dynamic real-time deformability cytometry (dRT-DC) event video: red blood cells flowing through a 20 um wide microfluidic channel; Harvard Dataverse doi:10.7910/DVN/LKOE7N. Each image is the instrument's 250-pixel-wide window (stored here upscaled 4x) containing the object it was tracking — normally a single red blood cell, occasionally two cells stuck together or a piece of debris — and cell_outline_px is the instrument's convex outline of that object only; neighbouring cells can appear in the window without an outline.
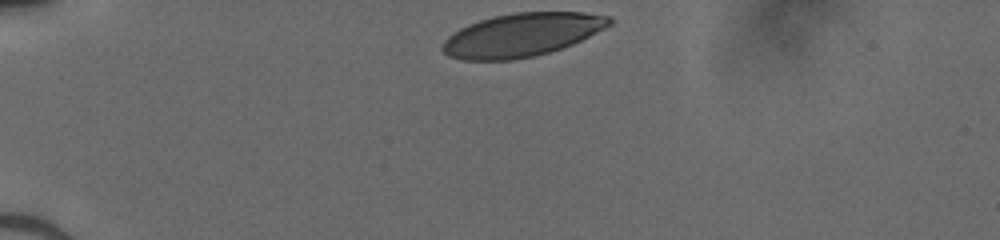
{"species": "human", "species_latin": "Homo sapiens", "temperature_condition": "cold", "stored_images_in_passage": 31, "camera_frame_rate_fps": 3000, "um_per_image_px": 0.085, "donor": {"sex": "male"}, "frame": {"image": 1, "passage_image": 1, "time_ms": 0.0, "image_size_px": [1000, 240], "cell_outline_px": [[612, 24], [572, 44], [548, 52], [532, 56], [512, 60], [464, 60], [448, 56], [440, 48], [444, 40], [448, 36], [460, 28], [468, 24], [492, 16], [512, 12], [584, 12], [612, 16]], "centroid_in_image_um": [44.33, 2.95], "position_along_channel_um": 40.7, "area_um2": 42.08}}
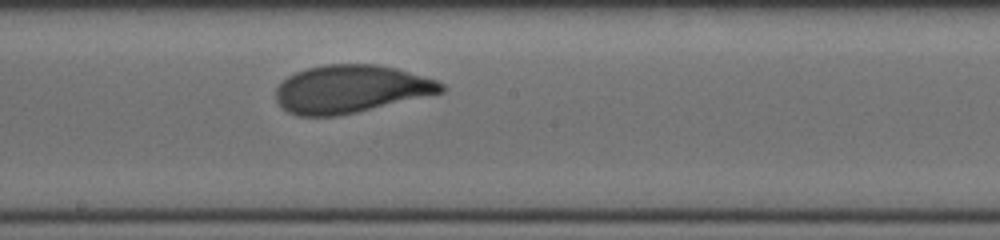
{"frame": {"image": 2, "passage_image": 18, "time_ms": 5.667, "image_size_px": [1000, 240], "cell_outline_px": [[448, 88], [444, 92], [356, 112], [336, 116], [296, 116], [288, 112], [276, 100], [276, 88], [288, 76], [296, 72], [308, 68], [324, 64], [376, 64], [396, 68], [436, 80], [444, 84]], "centroid_in_image_um": [29.82, 7.56], "position_along_channel_um": 218.4, "area_um2": 45.95}}
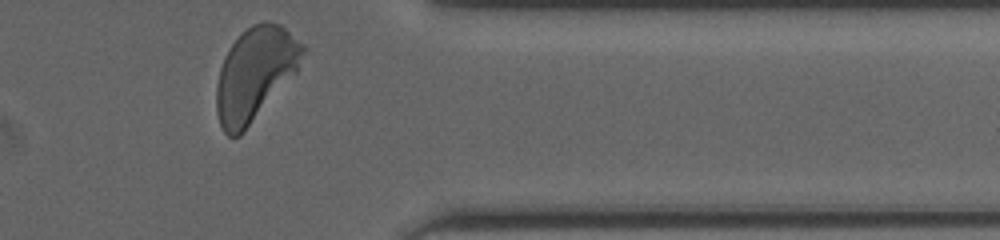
{"frame": {"image": 3, "passage_image": 31, "time_ms": 10.0, "image_size_px": [1000, 240], "cell_outline_px": [[308, 48], [296, 72], [244, 132], [240, 136], [228, 136], [224, 132], [220, 124], [216, 112], [216, 84], [220, 68], [224, 56], [228, 48], [252, 24], [260, 20], [268, 20], [280, 24], [308, 44]], "centroid_in_image_um": [21.71, 6.24], "position_along_channel_um": 389.7, "area_um2": 47.22}}